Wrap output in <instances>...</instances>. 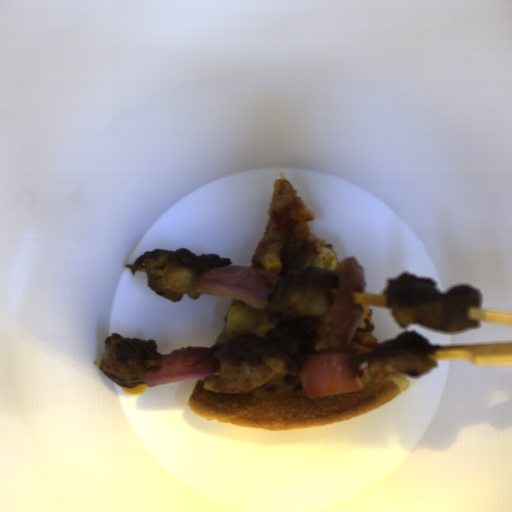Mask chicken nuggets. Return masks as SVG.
<instances>
[{"mask_svg": "<svg viewBox=\"0 0 512 512\" xmlns=\"http://www.w3.org/2000/svg\"><path fill=\"white\" fill-rule=\"evenodd\" d=\"M231 258L219 254H193L187 247L175 251L156 248L138 256L130 267L132 276L139 270L146 273L148 287L163 298L180 301L184 294L197 299L195 277L199 274L231 266Z\"/></svg>", "mask_w": 512, "mask_h": 512, "instance_id": "cc037f56", "label": "chicken nuggets"}, {"mask_svg": "<svg viewBox=\"0 0 512 512\" xmlns=\"http://www.w3.org/2000/svg\"><path fill=\"white\" fill-rule=\"evenodd\" d=\"M441 348L431 345L419 332H402L398 338L384 342L373 351L350 358V369L360 379L365 376L364 368L371 378L396 374L417 377L438 368L432 355Z\"/></svg>", "mask_w": 512, "mask_h": 512, "instance_id": "2cc3b61b", "label": "chicken nuggets"}, {"mask_svg": "<svg viewBox=\"0 0 512 512\" xmlns=\"http://www.w3.org/2000/svg\"><path fill=\"white\" fill-rule=\"evenodd\" d=\"M338 286L337 272L304 267L277 280L266 309L283 322L301 317H327Z\"/></svg>", "mask_w": 512, "mask_h": 512, "instance_id": "bb5aeace", "label": "chicken nuggets"}, {"mask_svg": "<svg viewBox=\"0 0 512 512\" xmlns=\"http://www.w3.org/2000/svg\"><path fill=\"white\" fill-rule=\"evenodd\" d=\"M206 363L217 364L221 370L203 379V390L216 394H246L281 373L301 377L302 372L286 347L257 333H242L213 345Z\"/></svg>", "mask_w": 512, "mask_h": 512, "instance_id": "f4ed5422", "label": "chicken nuggets"}, {"mask_svg": "<svg viewBox=\"0 0 512 512\" xmlns=\"http://www.w3.org/2000/svg\"><path fill=\"white\" fill-rule=\"evenodd\" d=\"M154 339L144 341L111 333L104 340V356L98 367L109 379L126 388L146 383L148 372L157 371L162 356Z\"/></svg>", "mask_w": 512, "mask_h": 512, "instance_id": "73b27043", "label": "chicken nuggets"}, {"mask_svg": "<svg viewBox=\"0 0 512 512\" xmlns=\"http://www.w3.org/2000/svg\"><path fill=\"white\" fill-rule=\"evenodd\" d=\"M436 286L431 278L401 273L388 280L382 293L386 308H391L402 327L419 323L429 329L451 333L479 328V321L468 317L470 308H480L477 289L458 285L440 292Z\"/></svg>", "mask_w": 512, "mask_h": 512, "instance_id": "90cb4de2", "label": "chicken nuggets"}]
</instances>
